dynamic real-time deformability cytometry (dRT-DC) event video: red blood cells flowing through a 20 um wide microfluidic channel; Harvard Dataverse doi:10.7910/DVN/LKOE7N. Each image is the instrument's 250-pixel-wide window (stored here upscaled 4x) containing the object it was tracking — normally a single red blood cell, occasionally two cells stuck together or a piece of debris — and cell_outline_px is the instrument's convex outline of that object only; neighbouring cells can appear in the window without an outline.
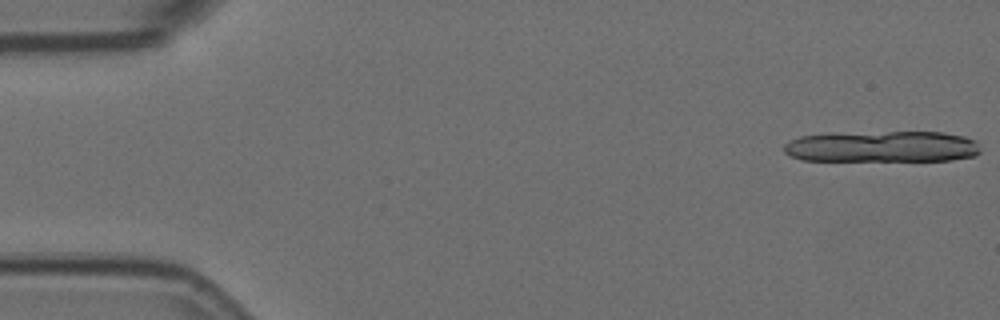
{"species": "Egyptian fruit bat (a non-hibernating species)", "species_latin": "Rousettus aegyptiacus", "temperature_condition": "room temperature", "stored_images_in_passage": 41, "camera_frame_rate_fps": 3000, "um_per_image_px": 0.085, "animal": {"sex": "female"}, "frame": {"image": 1, "passage_image": 1, "time_ms": 0.0, "image_size_px": [1000, 320], "cell_outline_px": [[980, 152], [976, 156], [952, 160], [800, 160], [788, 156], [784, 152], [784, 144], [788, 140], [800, 136], [888, 132], [944, 132], [964, 136], [976, 140]], "centroid_in_image_um": [75.02, 12.47], "position_along_channel_um": 10.0, "area_um2": 35.49}}
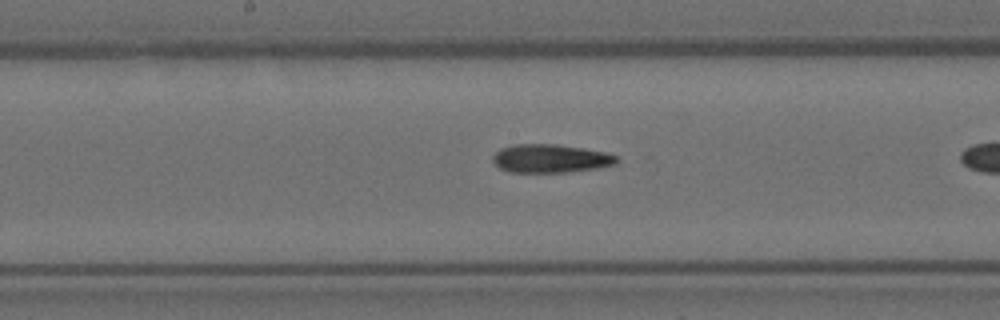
{"frame": {"image": 2, "passage_image": 26, "time_ms": 8.333, "image_size_px": [1000, 320], "cell_outline_px": [[620, 160], [616, 164], [596, 168], [568, 172], [508, 172], [500, 168], [492, 160], [492, 156], [500, 148], [512, 144], [556, 144], [584, 148], [604, 152], [616, 156]], "centroid_in_image_um": [46.78, 13.47], "position_along_channel_um": 201.4, "area_um2": 20.58}}
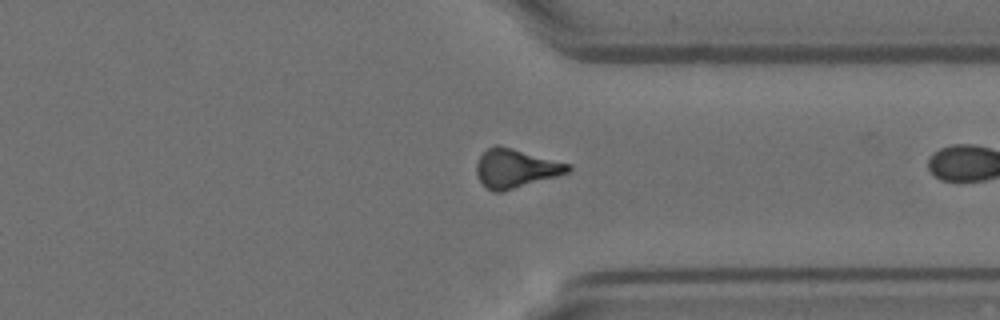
{"frame": {"image": 3, "passage_image": 40, "time_ms": 13.0, "image_size_px": [1000, 320], "cell_outline_px": [[572, 168], [568, 172], [556, 176], [504, 192], [492, 192], [480, 180], [476, 172], [476, 164], [480, 156], [488, 148], [496, 144], [500, 144], [572, 164]], "centroid_in_image_um": [43.84, 14.3], "position_along_channel_um": 367.6, "area_um2": 20.87}}